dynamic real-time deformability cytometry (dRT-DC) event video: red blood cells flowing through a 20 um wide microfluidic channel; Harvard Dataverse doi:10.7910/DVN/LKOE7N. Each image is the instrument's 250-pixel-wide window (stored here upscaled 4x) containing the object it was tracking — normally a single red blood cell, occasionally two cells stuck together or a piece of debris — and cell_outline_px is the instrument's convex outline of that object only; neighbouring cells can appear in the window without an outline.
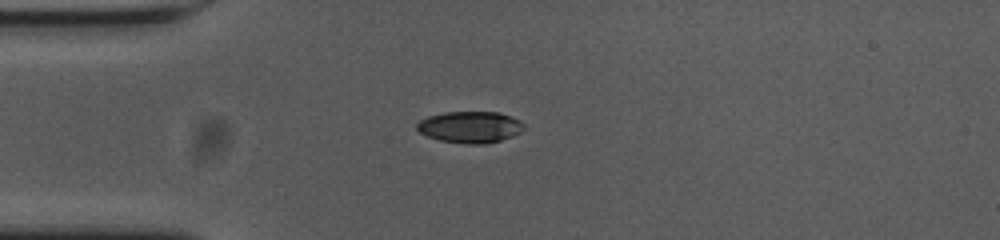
{"species": "common noctule bat (a hibernating species)", "species_latin": "Nyctalus noctula", "temperature_condition": "cold", "stored_images_in_passage": 40, "camera_frame_rate_fps": 3000, "um_per_image_px": 0.085, "animal": {"sex": "female", "body_mass_g": 23.0, "forearm_length_mm": 53.4}, "frame": {"image": 1, "passage_image": 1, "time_ms": 0.0, "image_size_px": [1000, 240], "cell_outline_px": [[528, 128], [512, 136], [500, 140], [484, 144], [468, 144], [440, 140], [428, 136], [420, 132], [416, 128], [416, 124], [420, 120], [428, 116], [444, 112], [500, 112], [520, 120]], "centroid_in_image_um": [39.99, 10.79], "position_along_channel_um": 45.0, "area_um2": 19.71}}
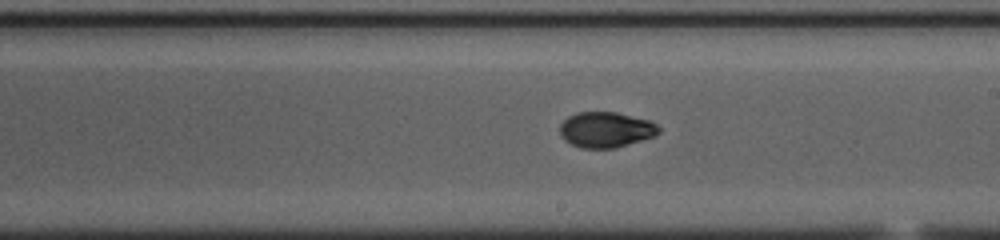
{"frame": {"image": 2, "passage_image": 18, "time_ms": 5.667, "image_size_px": [1000, 240], "cell_outline_px": [[660, 132], [656, 136], [616, 148], [580, 148], [564, 140], [560, 136], [560, 124], [568, 116], [576, 112], [616, 112], [652, 120], [660, 128]], "centroid_in_image_um": [51.52, 11.02], "position_along_channel_um": 237.5, "area_um2": 20.81}}
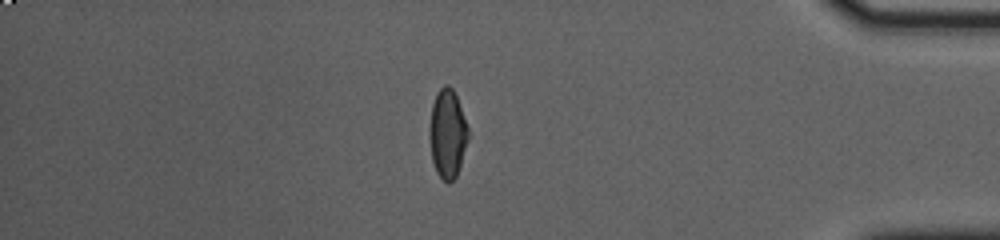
{"frame": {"image": 3, "passage_image": 34, "time_ms": 11.0, "image_size_px": [1000, 240], "cell_outline_px": [[468, 140], [456, 176], [448, 184], [436, 172], [432, 160], [428, 136], [428, 132], [432, 104], [436, 92], [444, 84], [448, 84], [452, 88], [456, 96], [468, 128]], "centroid_in_image_um": [38.0, 11.34], "position_along_channel_um": 397.2, "area_um2": 20.0}}